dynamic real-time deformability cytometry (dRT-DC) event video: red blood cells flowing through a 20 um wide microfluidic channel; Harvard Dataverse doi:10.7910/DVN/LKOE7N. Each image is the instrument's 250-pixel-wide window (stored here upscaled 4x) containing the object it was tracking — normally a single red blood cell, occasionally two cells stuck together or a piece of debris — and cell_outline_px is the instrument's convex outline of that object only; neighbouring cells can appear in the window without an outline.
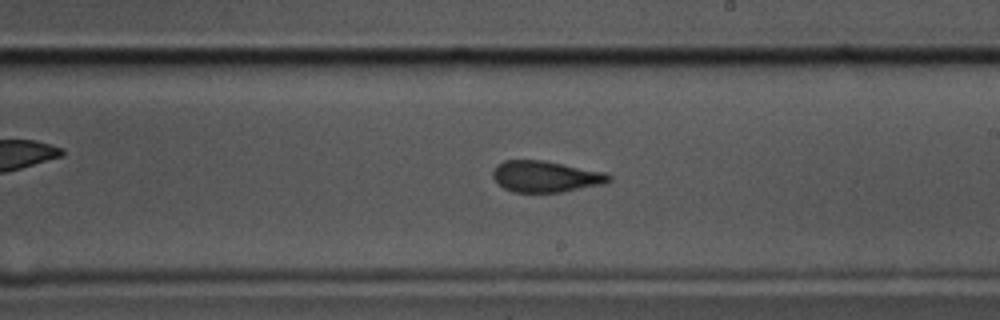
{"species": "common noctule bat (a hibernating species)", "species_latin": "Nyctalus noctula", "temperature_condition": "cold", "stored_images_in_passage": 57, "camera_frame_rate_fps": 3000, "um_per_image_px": 0.085, "animal": {"sex": "male", "body_mass_g": 17.5, "forearm_length_mm": 52.3}, "frame": {"image": 1, "passage_image": 32, "time_ms": 10.333, "image_size_px": [1000, 320], "cell_outline_px": [[612, 180], [604, 184], [560, 192], [512, 192], [504, 188], [492, 176], [492, 172], [496, 164], [504, 160], [544, 160], [604, 172], [612, 176]], "centroid_in_image_um": [46.37, 15.0], "position_along_channel_um": 242.6, "area_um2": 21.15}}
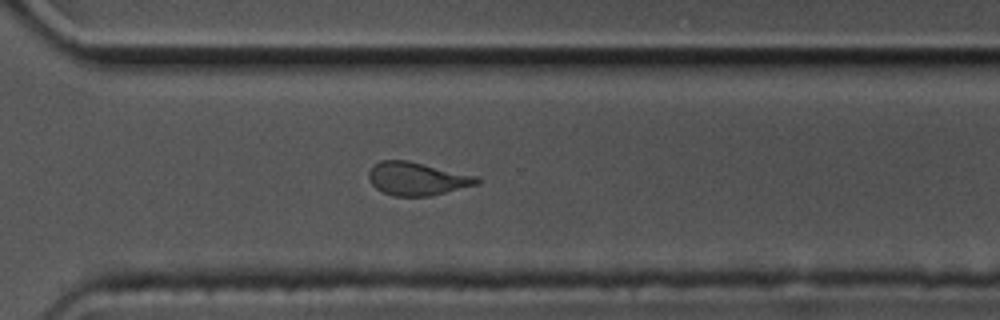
{"frame": {"image": 2, "passage_image": 40, "time_ms": 13.0, "image_size_px": [1000, 320], "cell_outline_px": [[480, 184], [428, 196], [392, 196], [376, 188], [368, 180], [368, 172], [380, 160], [408, 160], [476, 176], [480, 180]], "centroid_in_image_um": [35.44, 15.19], "position_along_channel_um": 335.2, "area_um2": 20.75}}
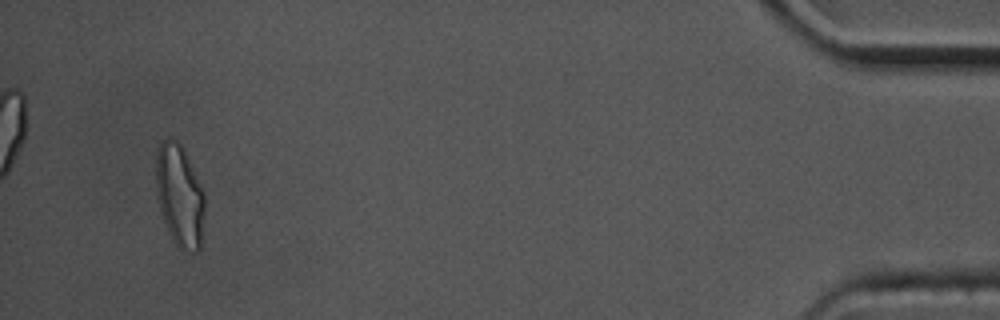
{"frame": {"image": 3, "passage_image": 54, "time_ms": 17.667, "image_size_px": [1000, 320], "cell_outline_px": [[204, 208], [200, 248], [196, 252], [180, 252], [172, 240], [168, 232], [160, 212], [156, 196], [156, 148], [168, 136], [176, 140], [184, 148], [204, 192]], "centroid_in_image_um": [15.24, 16.64], "position_along_channel_um": 420.0, "area_um2": 29.54}, "authors_computed_cell_mechanics": {"area_um2": 21.675, "velocity_mm_per_s": 3.4722, "shape_relaxation_time_tau1_ms": 9.1453, "shape_relaxation_time_tau2_ms": 1.9164, "deformation_change_tau1": 0.1998, "deformation_change_tau2": 0.0802}}